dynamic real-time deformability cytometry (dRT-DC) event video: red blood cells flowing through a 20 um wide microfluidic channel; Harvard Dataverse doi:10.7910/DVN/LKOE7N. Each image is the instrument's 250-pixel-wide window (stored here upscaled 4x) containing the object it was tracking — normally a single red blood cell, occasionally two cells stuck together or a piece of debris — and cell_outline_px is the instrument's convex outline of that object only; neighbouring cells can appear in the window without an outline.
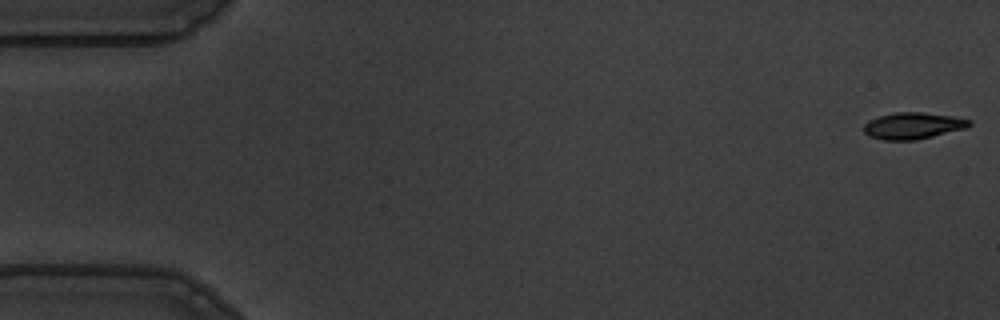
{"species": "common noctule bat (a hibernating species)", "species_latin": "Nyctalus noctula", "temperature_condition": "warm", "stored_images_in_passage": 55, "camera_frame_rate_fps": 3000, "um_per_image_px": 0.085, "animal": {"sex": "male", "body_mass_g": 19.5, "forearm_length_mm": 54.6}, "frame": {"image": 1, "passage_image": 1, "time_ms": 0.0, "image_size_px": [1000, 320], "cell_outline_px": [[972, 124], [968, 128], [916, 140], [884, 140], [868, 136], [864, 132], [864, 124], [880, 116], [896, 112], [920, 112], [952, 116], [972, 120]], "centroid_in_image_um": [77.64, 10.69], "position_along_channel_um": 7.4, "area_um2": 16.3}}
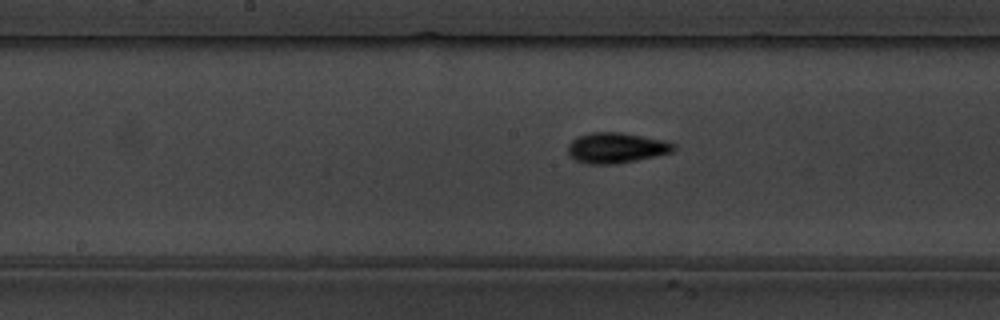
{"frame": {"image": 2, "passage_image": 28, "time_ms": 9.0, "image_size_px": [1000, 320], "cell_outline_px": [[676, 148], [672, 152], [656, 156], [616, 164], [588, 164], [576, 160], [568, 152], [568, 144], [576, 136], [592, 132], [620, 132], [664, 140], [676, 144]], "centroid_in_image_um": [52.38, 12.56], "position_along_channel_um": 195.8, "area_um2": 18.79}}
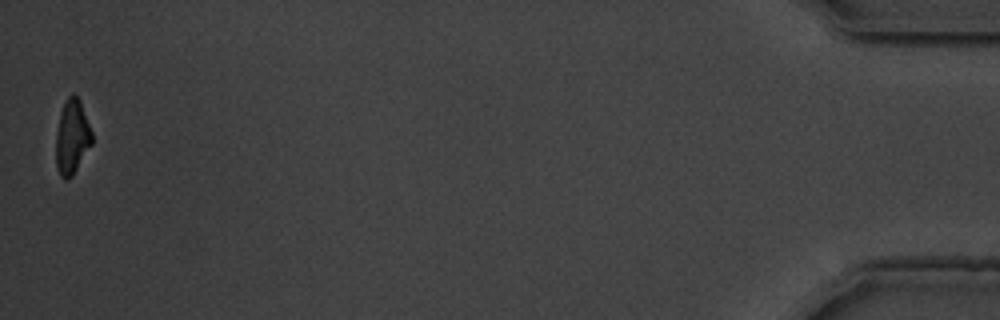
{"frame": {"image": 3, "passage_image": 55, "time_ms": 18.0, "image_size_px": [1000, 320], "cell_outline_px": [[92, 144], [72, 176], [68, 180], [64, 180], [60, 176], [56, 164], [56, 132], [60, 112], [68, 96], [72, 92], [80, 100], [92, 132]], "centroid_in_image_um": [6.12, 11.65], "position_along_channel_um": 429.1, "area_um2": 15.66}, "authors_computed_cell_mechanics": {"area_um2": 16.762, "velocity_mm_per_s": 3.6496, "shape_relaxation_time_tau1_ms": 2.0235, "shape_relaxation_time_tau2_ms": 2.9006, "deformation_change_tau1": 0.1645, "deformation_change_tau2": 0.1018}}